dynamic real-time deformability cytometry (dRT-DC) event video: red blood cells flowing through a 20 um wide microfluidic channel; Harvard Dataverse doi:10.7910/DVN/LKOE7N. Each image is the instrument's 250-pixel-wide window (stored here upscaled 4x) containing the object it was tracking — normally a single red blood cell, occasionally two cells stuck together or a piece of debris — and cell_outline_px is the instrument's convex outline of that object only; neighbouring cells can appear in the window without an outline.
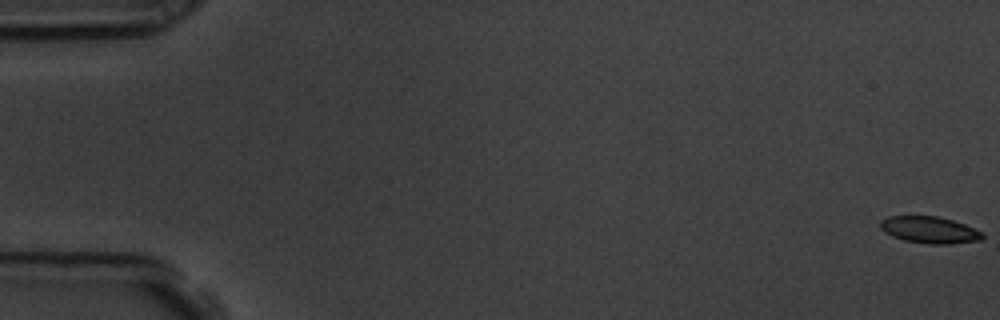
{"species": "common noctule bat (a hibernating species)", "species_latin": "Nyctalus noctula", "temperature_condition": "room temperature", "stored_images_in_passage": 10, "camera_frame_rate_fps": 3000, "um_per_image_px": 0.085, "animal": {"sex": "male", "body_mass_g": 19.5, "forearm_length_mm": 54.6}, "frame": {"image": 1, "passage_image": 1, "time_ms": 0.0, "image_size_px": [1000, 320], "cell_outline_px": [[984, 236], [980, 240], [948, 244], [932, 244], [904, 240], [892, 236], [884, 232], [880, 228], [880, 220], [888, 216], [936, 216], [952, 220], [964, 224], [984, 232]], "centroid_in_image_um": [79.0, 19.53], "position_along_channel_um": 6.0, "area_um2": 15.9}}